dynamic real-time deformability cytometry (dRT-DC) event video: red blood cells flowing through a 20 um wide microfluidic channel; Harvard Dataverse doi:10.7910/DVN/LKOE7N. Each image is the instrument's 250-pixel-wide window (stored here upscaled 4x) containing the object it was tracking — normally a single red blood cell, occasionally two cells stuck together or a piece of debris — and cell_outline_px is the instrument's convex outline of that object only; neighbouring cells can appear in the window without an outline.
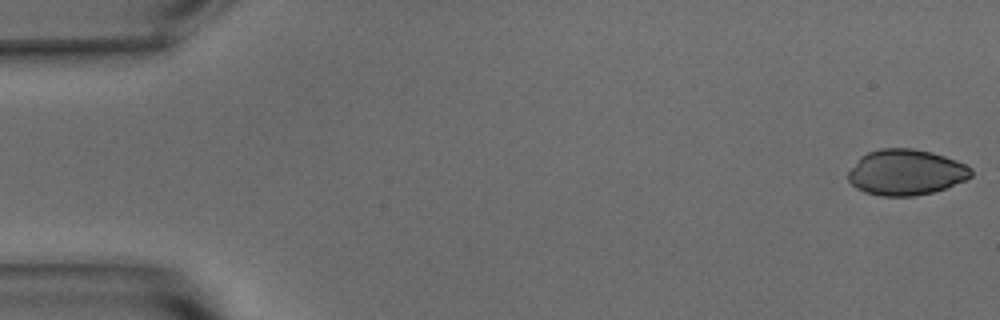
{"species": "common noctule bat (a hibernating species)", "species_latin": "Nyctalus noctula", "temperature_condition": "warm", "stored_images_in_passage": 53, "camera_frame_rate_fps": 3000, "um_per_image_px": 0.085, "animal": {"sex": "male", "body_mass_g": 15.6}, "frame": {"image": 1, "passage_image": 1, "time_ms": 0.0, "image_size_px": [1000, 320], "cell_outline_px": [[972, 176], [964, 180], [944, 188], [932, 192], [912, 196], [880, 196], [864, 192], [856, 188], [848, 180], [848, 172], [860, 156], [868, 152], [880, 148], [912, 148], [932, 152], [956, 160], [972, 168]], "centroid_in_image_um": [76.97, 14.64], "position_along_channel_um": 8.0, "area_um2": 32.71}}